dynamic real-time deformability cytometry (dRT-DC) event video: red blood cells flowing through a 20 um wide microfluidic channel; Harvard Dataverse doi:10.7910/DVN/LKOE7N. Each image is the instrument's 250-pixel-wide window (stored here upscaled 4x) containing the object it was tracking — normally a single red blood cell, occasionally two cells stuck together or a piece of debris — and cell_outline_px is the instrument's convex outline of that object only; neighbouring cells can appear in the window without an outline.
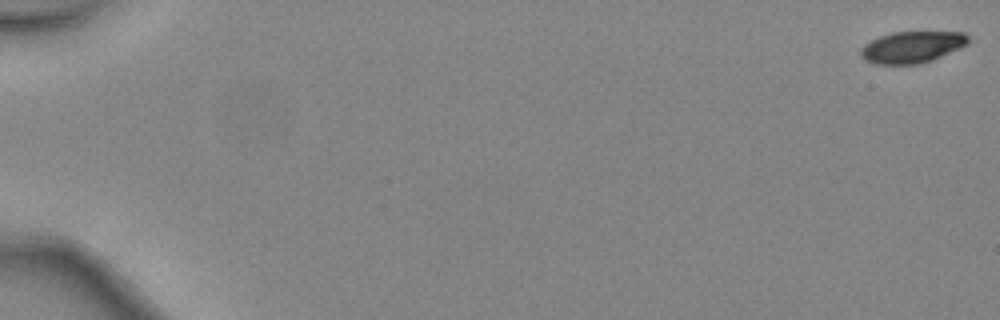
{"species": "common noctule bat (a hibernating species)", "species_latin": "Nyctalus noctula", "temperature_condition": "warm", "stored_images_in_passage": 48, "camera_frame_rate_fps": 3000, "um_per_image_px": 0.085, "animal": {"sex": "female", "body_mass_g": 24.6, "forearm_length_mm": 56.2}, "frame": {"image": 1, "passage_image": 1, "time_ms": 0.0, "image_size_px": [1000, 320], "cell_outline_px": [[968, 44], [932, 60], [920, 64], [876, 64], [864, 60], [860, 56], [860, 48], [864, 44], [880, 36], [892, 32], [964, 32], [968, 36]], "centroid_in_image_um": [77.49, 4.0], "position_along_channel_um": 7.5, "area_um2": 19.77}}
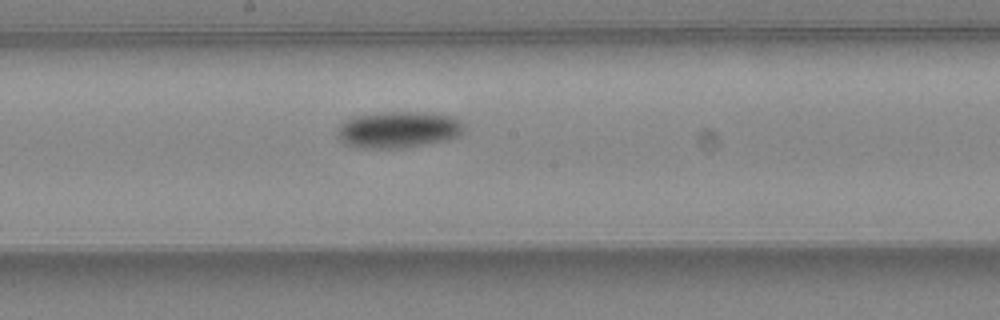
{"frame": {"image": 2, "passage_image": 28, "time_ms": 9.0, "image_size_px": [1000, 320], "cell_outline_px": [[464, 128], [456, 136], [444, 140], [404, 148], [360, 148], [344, 144], [336, 136], [336, 128], [344, 120], [352, 116], [384, 112], [428, 112], [448, 116], [460, 120], [464, 124]], "centroid_in_image_um": [33.76, 11.02], "position_along_channel_um": 214.4, "area_um2": 27.05}}
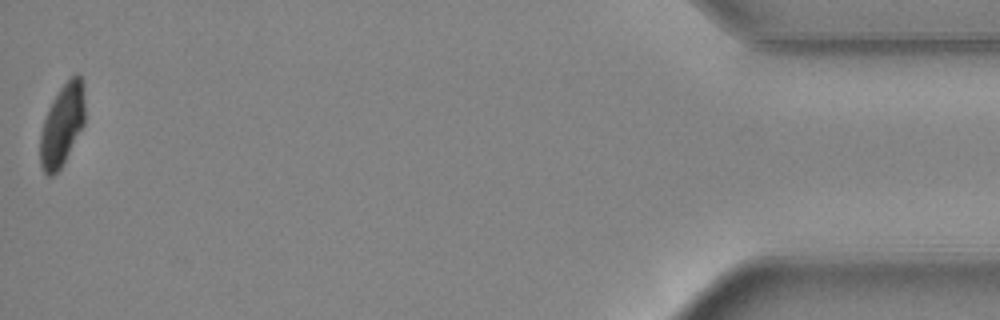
{"frame": {"image": 3, "passage_image": 48, "time_ms": 15.667, "image_size_px": [1000, 320], "cell_outline_px": [[84, 124], [60, 168], [52, 176], [48, 176], [44, 172], [40, 164], [40, 132], [48, 108], [52, 100], [60, 88], [76, 72], [80, 76], [84, 84]], "centroid_in_image_um": [5.27, 10.6], "position_along_channel_um": 429.9, "area_um2": 21.15}, "authors_computed_cell_mechanics": {"area_um2": 23.2934, "velocity_mm_per_s": 4.5016, "shape_relaxation_time_tau1_ms": 3.4526, "shape_relaxation_time_tau2_ms": null, "deformation_change_tau1": 0.1239, "deformation_change_tau2": null}}